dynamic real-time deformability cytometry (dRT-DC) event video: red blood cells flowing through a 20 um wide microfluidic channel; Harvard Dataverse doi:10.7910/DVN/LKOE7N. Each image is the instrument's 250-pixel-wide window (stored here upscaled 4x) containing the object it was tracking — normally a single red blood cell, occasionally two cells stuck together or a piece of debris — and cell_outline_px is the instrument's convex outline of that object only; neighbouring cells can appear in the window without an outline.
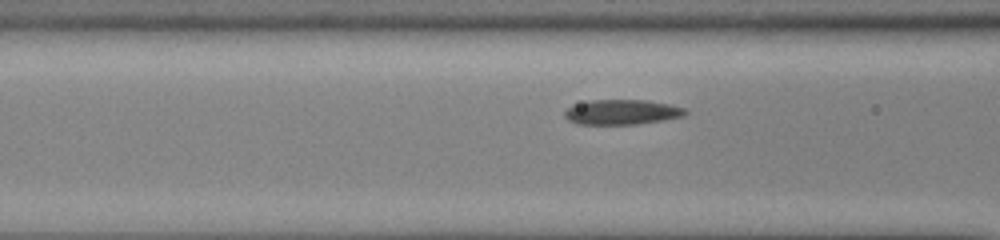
{"species": "common noctule bat (a hibernating species)", "species_latin": "Nyctalus noctula", "temperature_condition": "cold", "stored_images_in_passage": 17, "camera_frame_rate_fps": 3000, "um_per_image_px": 0.085, "animal": {"sex": "male", "body_mass_g": 13.0, "forearm_length_mm": 53.1}, "frame": {"image": 1, "passage_image": 15, "time_ms": 4.667, "image_size_px": [1000, 240], "cell_outline_px": [[688, 112], [684, 116], [636, 124], [576, 124], [568, 120], [564, 116], [564, 112], [572, 104], [588, 100], [644, 100], [668, 104], [684, 108]], "centroid_in_image_um": [52.8, 9.52], "position_along_channel_um": 113.8, "area_um2": 17.51}}